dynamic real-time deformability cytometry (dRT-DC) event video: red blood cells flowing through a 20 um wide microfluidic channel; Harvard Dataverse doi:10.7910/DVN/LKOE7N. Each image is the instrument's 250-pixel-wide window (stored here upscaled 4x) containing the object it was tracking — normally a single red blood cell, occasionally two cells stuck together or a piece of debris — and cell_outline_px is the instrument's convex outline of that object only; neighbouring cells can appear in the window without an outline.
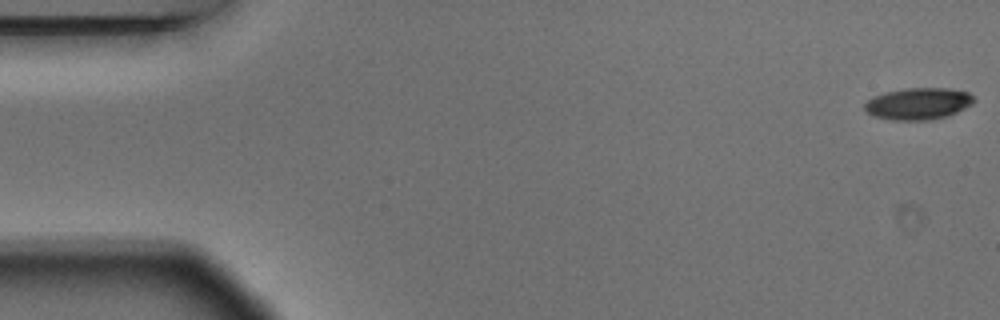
{"species": "Egyptian fruit bat (a non-hibernating species)", "species_latin": "Rousettus aegyptiacus", "temperature_condition": "warm", "stored_images_in_passage": 4, "camera_frame_rate_fps": 3000, "um_per_image_px": 0.085, "animal": {"sex": "male"}, "frame": {"image": 1, "passage_image": 1, "time_ms": 0.0, "image_size_px": [1000, 320], "cell_outline_px": [[976, 100], [972, 104], [956, 112], [932, 120], [892, 120], [872, 116], [864, 108], [864, 104], [872, 96], [884, 92], [904, 88], [948, 88], [968, 92]], "centroid_in_image_um": [78.02, 8.8], "position_along_channel_um": 7.0, "area_um2": 20.29}}